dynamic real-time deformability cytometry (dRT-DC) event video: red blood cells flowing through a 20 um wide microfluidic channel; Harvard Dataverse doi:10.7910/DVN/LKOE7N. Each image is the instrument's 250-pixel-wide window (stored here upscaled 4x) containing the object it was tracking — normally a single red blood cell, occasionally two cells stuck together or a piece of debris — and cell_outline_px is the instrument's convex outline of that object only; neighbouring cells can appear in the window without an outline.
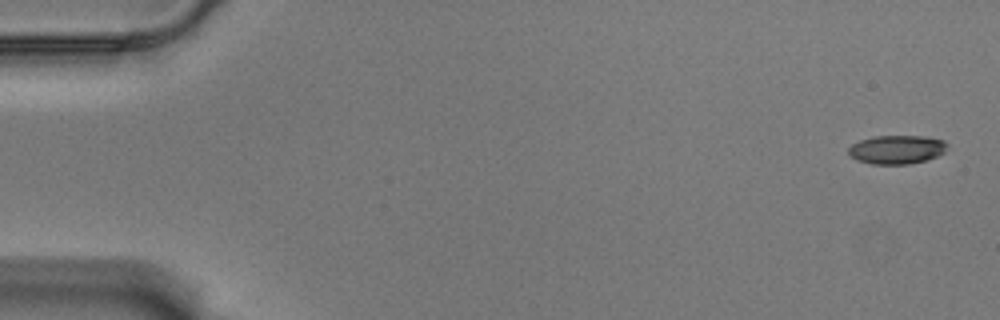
{"species": "Egyptian fruit bat (a non-hibernating species)", "species_latin": "Rousettus aegyptiacus", "temperature_condition": "warm", "stored_images_in_passage": 57, "camera_frame_rate_fps": 3000, "um_per_image_px": 0.085, "animal": {"sex": "male"}, "frame": {"image": 1, "passage_image": 1, "time_ms": 0.0, "image_size_px": [1000, 320], "cell_outline_px": [[948, 144], [944, 152], [936, 156], [924, 160], [908, 164], [872, 164], [856, 160], [848, 152], [848, 148], [852, 144], [860, 140], [876, 136], [924, 136], [944, 140]], "centroid_in_image_um": [76.22, 12.7], "position_along_channel_um": 8.8, "area_um2": 16.42}}
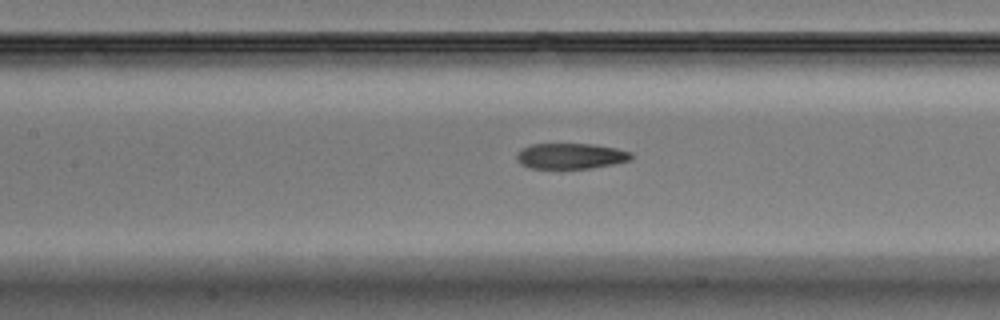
{"frame": {"image": 2, "passage_image": 26, "time_ms": 8.333, "image_size_px": [1000, 320], "cell_outline_px": [[632, 160], [612, 164], [588, 168], [532, 168], [520, 164], [516, 156], [520, 148], [532, 144], [592, 144], [616, 148], [632, 152]], "centroid_in_image_um": [48.51, 13.25], "position_along_channel_um": 158.9, "area_um2": 17.05}}
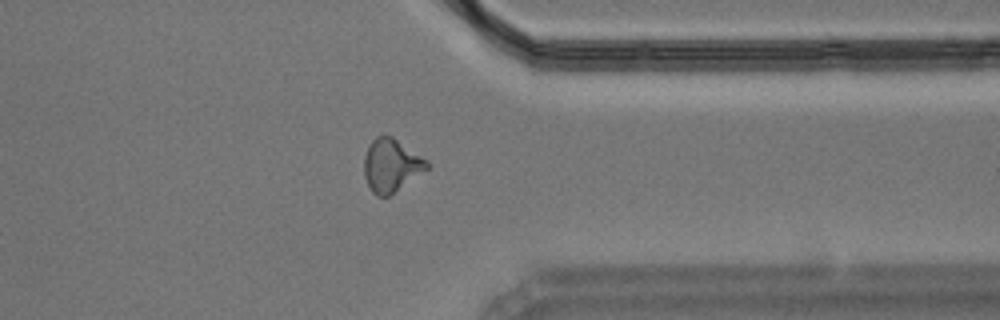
{"frame": {"image": 3, "passage_image": 45, "time_ms": 14.667, "image_size_px": [1000, 320], "cell_outline_px": [[432, 168], [388, 196], [376, 196], [372, 192], [364, 176], [364, 156], [368, 144], [376, 136], [392, 136], [428, 160], [432, 164]], "centroid_in_image_um": [33.3, 14.05], "position_along_channel_um": 378.1, "area_um2": 19.77}, "authors_computed_cell_mechanics": {"area_um2": 17.8602, "velocity_mm_per_s": 3.5347, "shape_relaxation_time_tau1_ms": 9.9875, "shape_relaxation_time_tau2_ms": 1.3763, "deformation_change_tau1": 0.256, "deformation_change_tau2": 0.0841}}